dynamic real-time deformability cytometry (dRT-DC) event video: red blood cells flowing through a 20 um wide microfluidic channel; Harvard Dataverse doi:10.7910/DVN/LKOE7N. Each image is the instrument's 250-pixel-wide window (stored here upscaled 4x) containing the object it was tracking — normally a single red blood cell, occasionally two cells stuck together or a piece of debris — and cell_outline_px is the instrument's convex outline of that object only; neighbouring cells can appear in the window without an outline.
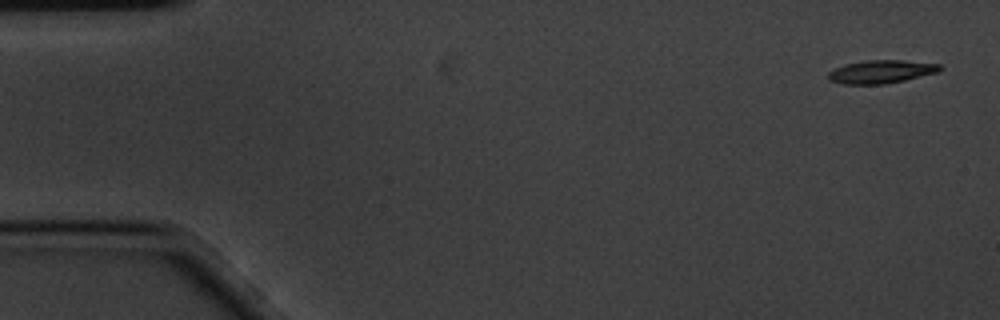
{"species": "common noctule bat (a hibernating species)", "species_latin": "Nyctalus noctula", "temperature_condition": "cold", "stored_images_in_passage": 6, "segment_of_instrument_passage": [1, 2], "camera_frame_rate_fps": 3000, "um_per_image_px": 0.085, "animal": {"sex": "male", "body_mass_g": 20.1, "forearm_length_mm": 53.5}, "frame": {"image": 1, "passage_image": 1, "time_ms": 0.0, "image_size_px": [1000, 320], "cell_outline_px": [[944, 68], [936, 72], [904, 80], [884, 84], [844, 84], [828, 80], [828, 72], [844, 64], [864, 60], [904, 60], [940, 64]], "centroid_in_image_um": [74.88, 6.08], "position_along_channel_um": 10.1, "area_um2": 15.03}}